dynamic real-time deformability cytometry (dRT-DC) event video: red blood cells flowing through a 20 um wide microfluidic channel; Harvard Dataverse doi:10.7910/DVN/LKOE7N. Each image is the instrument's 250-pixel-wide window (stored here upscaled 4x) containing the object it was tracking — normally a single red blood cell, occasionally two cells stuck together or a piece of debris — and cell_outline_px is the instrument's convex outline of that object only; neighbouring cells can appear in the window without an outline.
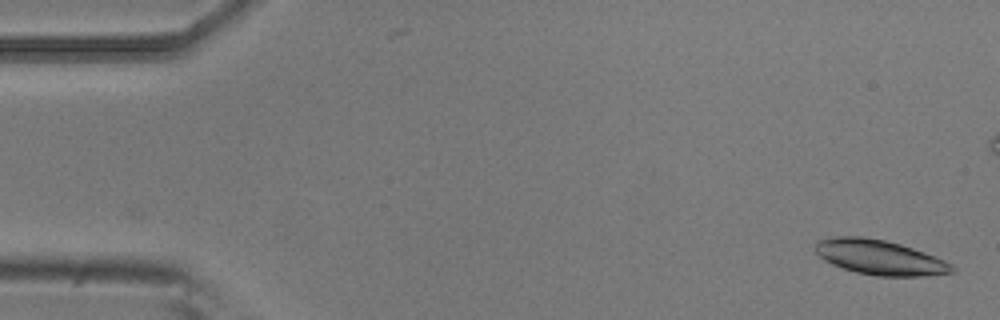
{"species": "common noctule bat (a hibernating species)", "species_latin": "Nyctalus noctula", "temperature_condition": "room temperature", "stored_images_in_passage": 2, "camera_frame_rate_fps": 3000, "um_per_image_px": 0.085, "animal": {"sex": "male", "body_mass_g": 20.5, "forearm_length_mm": 52.5}, "frame": {"image": 1, "passage_image": 2, "time_ms": 0.333, "image_size_px": [1000, 320], "cell_outline_px": [[956, 272], [928, 276], [876, 276], [856, 272], [832, 264], [824, 260], [816, 252], [816, 240], [836, 236], [860, 236], [884, 240], [900, 244], [936, 256], [952, 264], [956, 268]], "centroid_in_image_um": [74.81, 21.88], "position_along_channel_um": 10.2, "area_um2": 27.8}}